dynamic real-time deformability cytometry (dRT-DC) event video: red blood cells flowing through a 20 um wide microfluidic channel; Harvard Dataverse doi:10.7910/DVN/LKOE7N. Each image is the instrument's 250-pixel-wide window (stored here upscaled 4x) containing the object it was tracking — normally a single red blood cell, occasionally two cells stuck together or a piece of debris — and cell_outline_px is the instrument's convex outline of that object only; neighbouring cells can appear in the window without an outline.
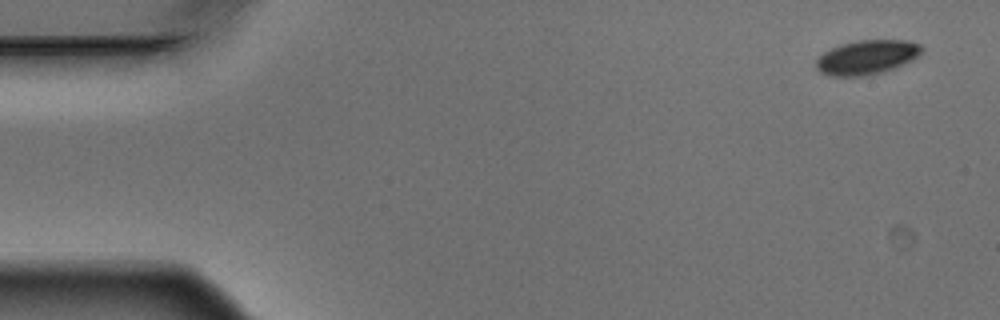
{"species": "Egyptian fruit bat (a non-hibernating species)", "species_latin": "Rousettus aegyptiacus", "temperature_condition": "warm", "stored_images_in_passage": 5, "camera_frame_rate_fps": 3000, "um_per_image_px": 0.085, "animal": {"sex": "male"}, "frame": {"image": 1, "passage_image": 1, "time_ms": 0.0, "image_size_px": [1000, 320], "cell_outline_px": [[924, 48], [912, 60], [884, 72], [864, 76], [828, 76], [820, 72], [816, 68], [816, 60], [824, 52], [832, 48], [844, 44], [860, 40], [908, 40], [920, 44]], "centroid_in_image_um": [73.68, 4.87], "position_along_channel_um": 11.3, "area_um2": 20.98}}
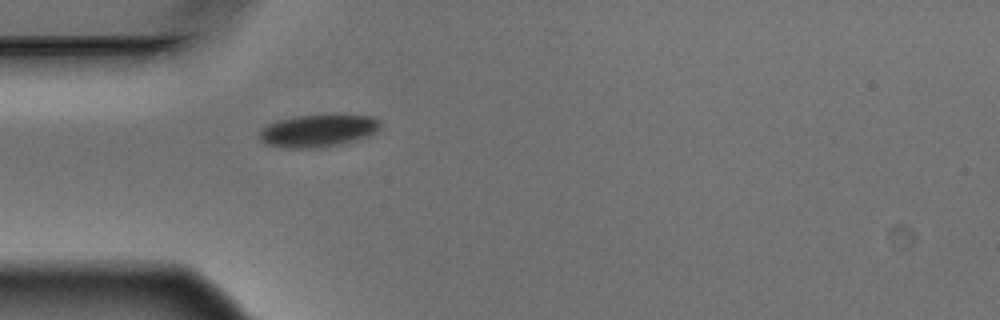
{"frame": {"image": 2, "passage_image": 5, "time_ms": 1.333, "image_size_px": [1000, 320], "cell_outline_px": [[380, 128], [376, 132], [368, 136], [340, 144], [320, 148], [280, 148], [268, 144], [260, 140], [260, 132], [268, 124], [276, 120], [296, 116], [332, 112], [340, 112], [372, 116], [380, 120]], "centroid_in_image_um": [27.1, 11.06], "position_along_channel_um": 57.9, "area_um2": 23.76}}